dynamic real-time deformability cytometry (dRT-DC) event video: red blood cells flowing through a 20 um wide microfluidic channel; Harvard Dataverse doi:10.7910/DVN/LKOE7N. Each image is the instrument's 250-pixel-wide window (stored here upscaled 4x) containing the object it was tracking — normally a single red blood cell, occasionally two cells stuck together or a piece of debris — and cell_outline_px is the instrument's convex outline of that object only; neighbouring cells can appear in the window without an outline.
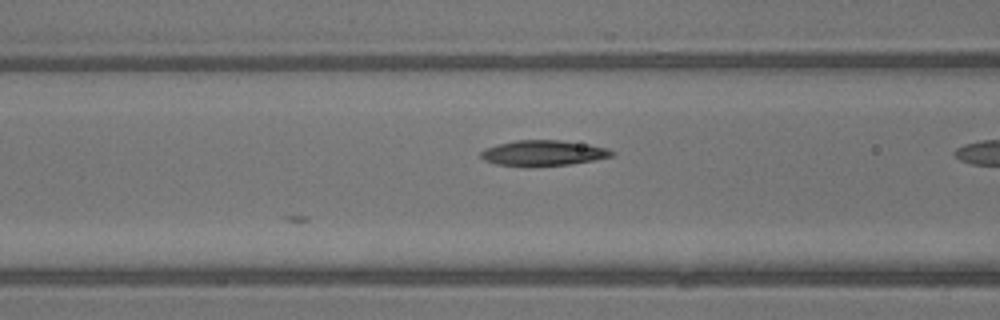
{"species": "common noctule bat (a hibernating species)", "species_latin": "Nyctalus noctula", "temperature_condition": "warm", "stored_images_in_passage": 5, "camera_frame_rate_fps": 3000, "um_per_image_px": 0.085, "animal": {"sex": "male", "body_mass_g": 13.3}, "frame": {"image": 1, "passage_image": 4, "time_ms": 1.0, "image_size_px": [1000, 320], "cell_outline_px": [[616, 152], [612, 156], [596, 160], [572, 164], [528, 168], [524, 168], [496, 164], [484, 160], [480, 156], [480, 152], [484, 148], [496, 144], [516, 140], [560, 140], [588, 144], [608, 148]], "centroid_in_image_um": [46.15, 13.03], "position_along_channel_um": 120.4, "area_um2": 20.11}}